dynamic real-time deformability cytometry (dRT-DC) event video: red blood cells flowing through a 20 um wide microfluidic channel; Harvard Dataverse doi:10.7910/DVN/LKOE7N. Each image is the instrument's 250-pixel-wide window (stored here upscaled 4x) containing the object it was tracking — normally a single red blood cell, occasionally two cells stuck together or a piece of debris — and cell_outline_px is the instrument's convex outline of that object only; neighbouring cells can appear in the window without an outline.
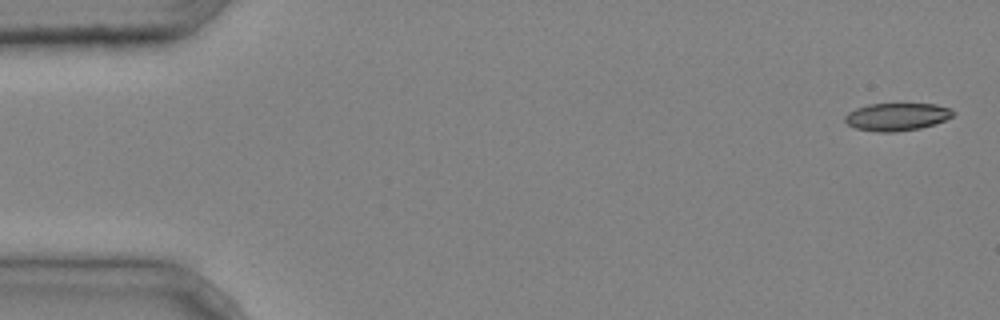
{"species": "common noctule bat (a hibernating species)", "species_latin": "Nyctalus noctula", "temperature_condition": "cold", "stored_images_in_passage": 5, "camera_frame_rate_fps": 3000, "um_per_image_px": 0.085, "animal": {"sex": "male", "body_mass_g": 20.4}, "frame": {"image": 1, "passage_image": 1, "time_ms": 0.0, "image_size_px": [1000, 320], "cell_outline_px": [[956, 112], [952, 116], [944, 120], [920, 128], [896, 132], [876, 132], [856, 128], [848, 124], [844, 120], [844, 116], [848, 112], [856, 108], [868, 104], [936, 104], [948, 108]], "centroid_in_image_um": [76.2, 9.92], "position_along_channel_um": 8.8, "area_um2": 17.34}}